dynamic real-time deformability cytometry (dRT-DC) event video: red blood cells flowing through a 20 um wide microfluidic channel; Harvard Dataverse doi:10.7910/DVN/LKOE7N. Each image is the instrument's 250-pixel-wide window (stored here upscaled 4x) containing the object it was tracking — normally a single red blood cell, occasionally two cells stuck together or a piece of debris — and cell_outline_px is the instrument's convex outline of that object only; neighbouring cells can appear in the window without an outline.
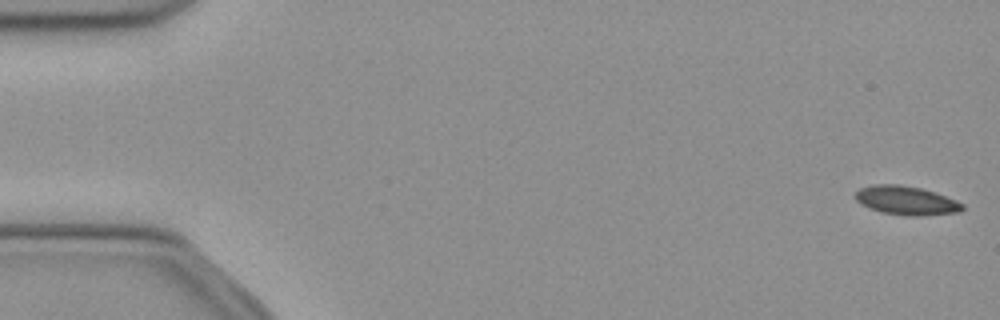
{"species": "common noctule bat (a hibernating species)", "species_latin": "Nyctalus noctula", "temperature_condition": "cold", "stored_images_in_passage": 53, "segment_of_instrument_passage": [1, 2], "camera_frame_rate_fps": 3000, "um_per_image_px": 0.085, "animal": {"sex": "female", "body_mass_g": 21.9}, "frame": {"image": 1, "passage_image": 1, "time_ms": 0.0, "image_size_px": [1000, 320], "cell_outline_px": [[964, 208], [960, 212], [924, 216], [908, 216], [880, 212], [868, 208], [860, 204], [852, 196], [860, 188], [876, 184], [900, 184], [920, 188], [936, 192], [956, 200], [964, 204]], "centroid_in_image_um": [77.02, 17.05], "position_along_channel_um": 8.0, "area_um2": 18.32}}
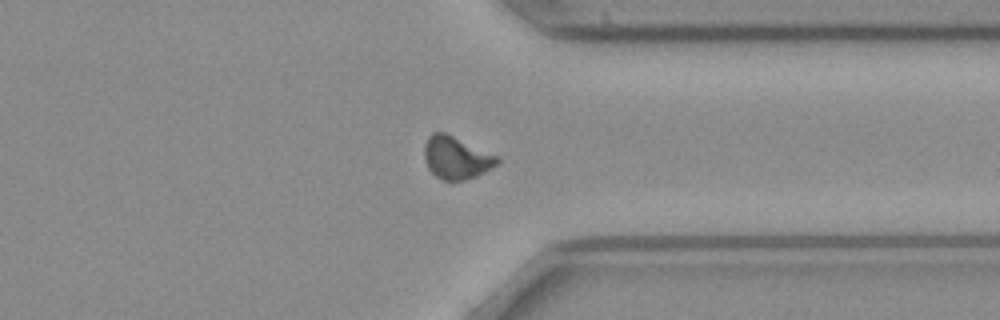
{"frame": {"image": 2, "passage_image": 40, "time_ms": 13.0, "image_size_px": [1000, 320], "cell_outline_px": [[500, 160], [496, 164], [484, 172], [476, 176], [464, 180], [444, 180], [436, 176], [428, 168], [424, 160], [424, 144], [428, 136], [432, 132], [444, 132], [500, 156]], "centroid_in_image_um": [38.77, 13.39], "position_along_channel_um": 372.6, "area_um2": 18.09}}
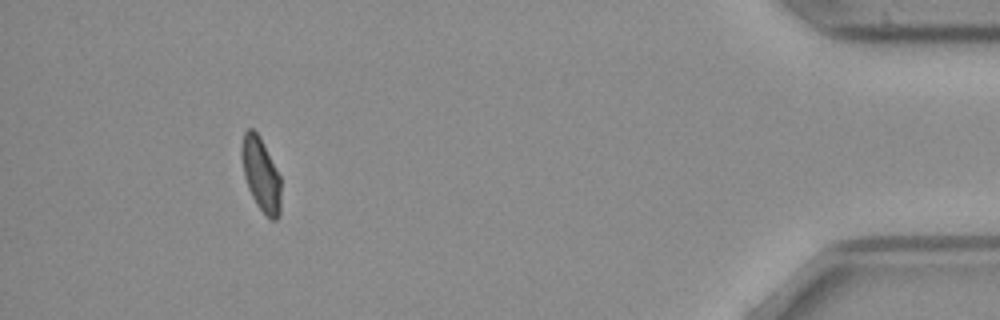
{"frame": {"image": 3, "passage_image": 48, "time_ms": 15.667, "image_size_px": [1000, 320], "cell_outline_px": [[280, 216], [276, 220], [272, 220], [256, 204], [248, 188], [244, 176], [240, 152], [240, 144], [244, 132], [248, 128], [252, 128], [260, 136], [280, 176]], "centroid_in_image_um": [22.16, 14.79], "position_along_channel_um": 413.0, "area_um2": 16.88}}